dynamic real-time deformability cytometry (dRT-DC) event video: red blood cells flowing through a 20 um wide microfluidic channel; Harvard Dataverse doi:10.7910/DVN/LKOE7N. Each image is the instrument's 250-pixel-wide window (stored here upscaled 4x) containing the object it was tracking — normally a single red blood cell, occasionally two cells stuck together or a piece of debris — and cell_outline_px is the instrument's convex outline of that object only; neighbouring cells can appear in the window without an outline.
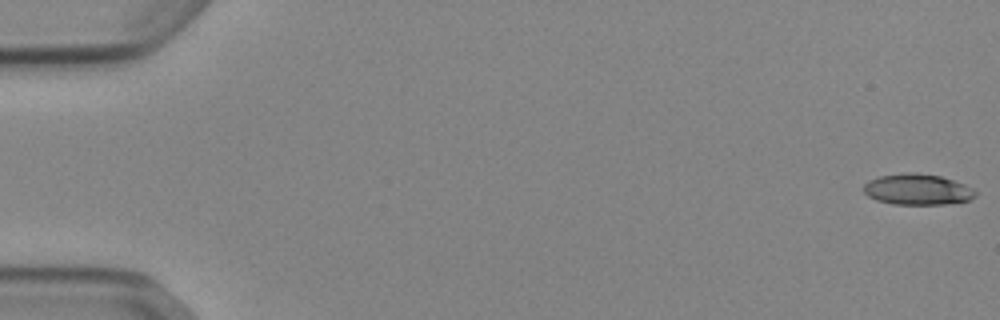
{"species": "Egyptian fruit bat (a non-hibernating species)", "species_latin": "Rousettus aegyptiacus", "temperature_condition": "cold", "stored_images_in_passage": 53, "camera_frame_rate_fps": 3000, "um_per_image_px": 0.085, "animal": {"sex": "female"}, "frame": {"image": 1, "passage_image": 1, "time_ms": 0.0, "image_size_px": [1000, 320], "cell_outline_px": [[976, 196], [968, 200], [944, 204], [892, 204], [876, 200], [868, 196], [864, 192], [864, 184], [868, 180], [880, 176], [904, 172], [916, 172], [940, 176], [964, 184], [972, 188], [976, 192]], "centroid_in_image_um": [77.95, 16.09], "position_along_channel_um": 7.0, "area_um2": 20.11}}
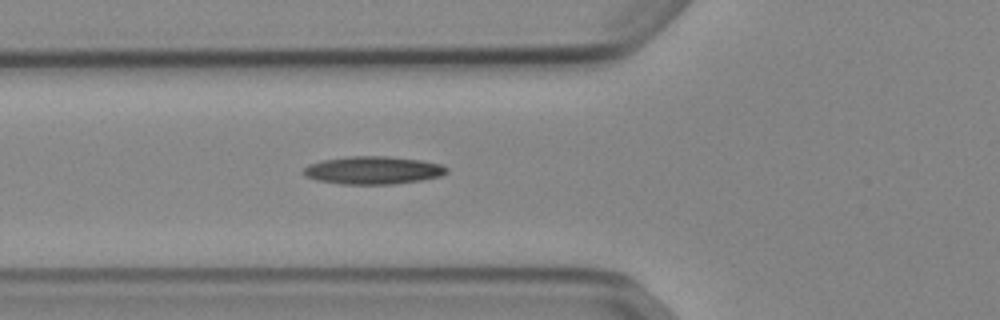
{"frame": {"image": 2, "passage_image": 20, "time_ms": 6.333, "image_size_px": [1000, 320], "cell_outline_px": [[448, 172], [440, 176], [420, 180], [392, 184], [340, 184], [316, 180], [304, 176], [300, 172], [308, 164], [320, 160], [348, 156], [388, 156], [420, 160], [440, 164], [448, 168]], "centroid_in_image_um": [31.64, 14.47], "position_along_channel_um": 94.2, "area_um2": 23.41}}
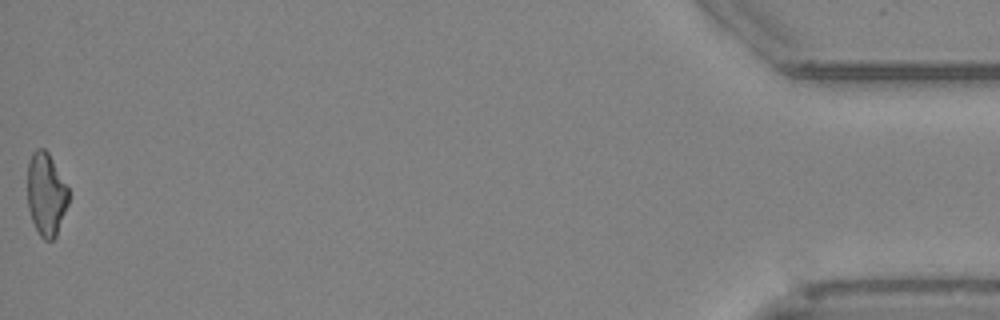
{"frame": {"image": 3, "passage_image": 53, "time_ms": 17.333, "image_size_px": [1000, 320], "cell_outline_px": [[68, 204], [56, 236], [52, 240], [44, 240], [40, 236], [32, 220], [28, 208], [28, 160], [32, 152], [36, 148], [44, 148], [48, 152], [68, 188]], "centroid_in_image_um": [3.91, 16.5], "position_along_channel_um": 431.3, "area_um2": 19.77}, "authors_computed_cell_mechanics": {"area_um2": 20.9814, "velocity_mm_per_s": 3.9045, "shape_relaxation_time_tau1_ms": null, "shape_relaxation_time_tau2_ms": 4.4501, "deformation_change_tau1": null, "deformation_change_tau2": 0.1439}}